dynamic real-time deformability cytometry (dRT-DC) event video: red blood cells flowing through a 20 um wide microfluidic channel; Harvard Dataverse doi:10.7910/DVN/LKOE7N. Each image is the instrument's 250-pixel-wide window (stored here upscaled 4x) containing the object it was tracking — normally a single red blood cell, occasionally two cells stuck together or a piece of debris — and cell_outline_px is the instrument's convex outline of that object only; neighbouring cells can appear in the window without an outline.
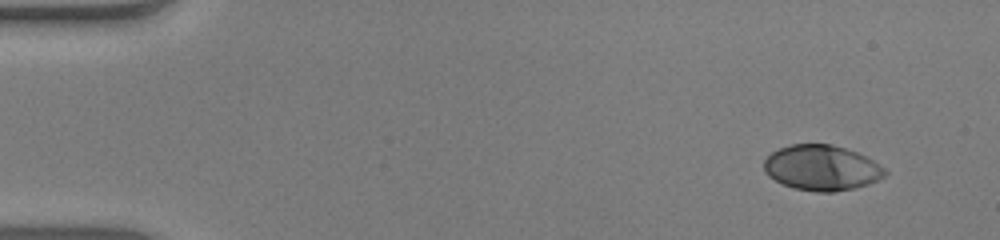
{"species": "human", "species_latin": "Homo sapiens", "temperature_condition": "warm", "stored_images_in_passage": 50, "camera_frame_rate_fps": 3000, "um_per_image_px": 0.085, "donor": {"sex": "male"}, "frame": {"image": 1, "passage_image": 1, "time_ms": 0.0, "image_size_px": [1000, 240], "cell_outline_px": [[888, 172], [884, 176], [868, 184], [856, 188], [832, 192], [816, 192], [796, 188], [784, 184], [768, 176], [764, 172], [764, 160], [772, 152], [780, 148], [792, 144], [832, 144], [856, 152], [872, 160], [884, 168]], "centroid_in_image_um": [69.83, 14.26], "position_along_channel_um": 15.2, "area_um2": 31.73}}
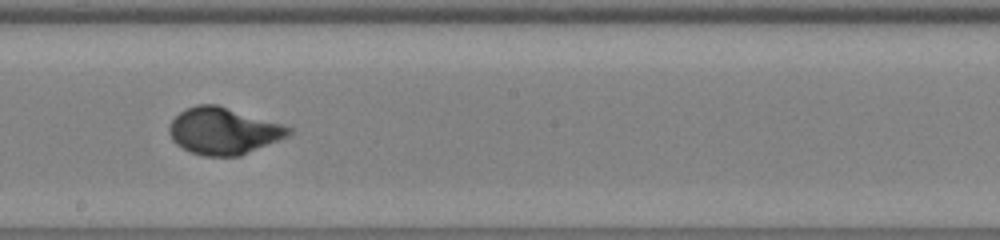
{"frame": {"image": 2, "passage_image": 27, "time_ms": 8.667, "image_size_px": [1000, 240], "cell_outline_px": [[292, 132], [288, 136], [240, 156], [204, 156], [192, 152], [176, 144], [172, 140], [168, 132], [168, 124], [180, 112], [196, 104], [216, 104], [280, 124], [292, 128]], "centroid_in_image_um": [18.95, 11.14], "position_along_channel_um": 229.2, "area_um2": 32.19}}
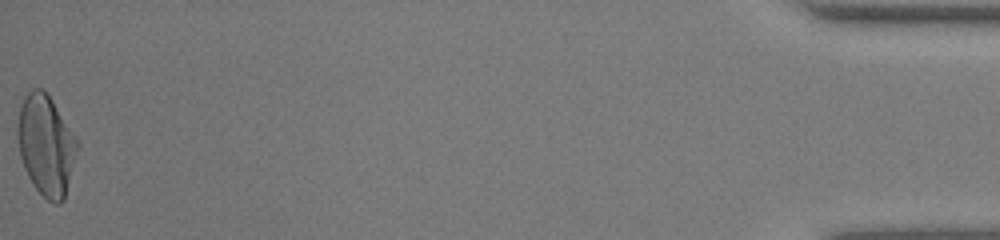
{"frame": {"image": 3, "passage_image": 50, "time_ms": 16.333, "image_size_px": [1000, 240], "cell_outline_px": [[80, 148], [64, 200], [60, 204], [56, 204], [48, 200], [32, 184], [24, 168], [20, 156], [16, 132], [16, 128], [20, 108], [24, 96], [32, 88], [40, 88], [48, 92], [76, 136], [80, 144]], "centroid_in_image_um": [3.94, 12.33], "position_along_channel_um": 431.3, "area_um2": 35.66}, "authors_computed_cell_mechanics": {"area_um2": 31.9634, "velocity_mm_per_s": 3.9199, "shape_relaxation_time_tau1_ms": 3.8695, "shape_relaxation_time_tau2_ms": null, "deformation_change_tau1": 0.2161, "deformation_change_tau2": null}}